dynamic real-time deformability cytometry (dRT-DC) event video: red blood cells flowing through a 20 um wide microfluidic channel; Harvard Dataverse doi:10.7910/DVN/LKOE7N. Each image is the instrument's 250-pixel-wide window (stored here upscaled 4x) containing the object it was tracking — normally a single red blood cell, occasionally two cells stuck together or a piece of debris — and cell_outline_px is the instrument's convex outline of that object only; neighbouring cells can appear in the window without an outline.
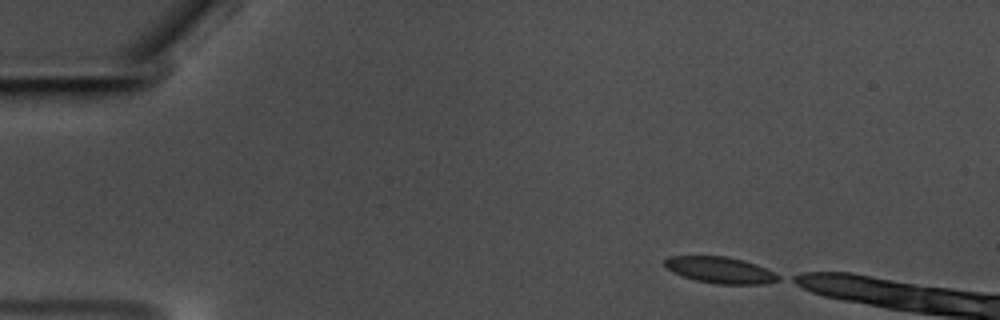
{"species": "common noctule bat (a hibernating species)", "species_latin": "Nyctalus noctula", "temperature_condition": "warm", "stored_images_in_passage": 10, "camera_frame_rate_fps": 3000, "um_per_image_px": 0.085, "animal": {"sex": "male", "body_mass_g": 17.5, "forearm_length_mm": 52.3}, "frame": {"image": 1, "passage_image": 1, "time_ms": 0.0, "image_size_px": [1000, 320], "cell_outline_px": [[780, 280], [764, 284], [716, 284], [696, 280], [672, 272], [664, 264], [664, 260], [668, 256], [724, 256], [744, 260], [756, 264], [780, 276]], "centroid_in_image_um": [61.21, 22.95], "position_along_channel_um": 23.8, "area_um2": 17.34}}